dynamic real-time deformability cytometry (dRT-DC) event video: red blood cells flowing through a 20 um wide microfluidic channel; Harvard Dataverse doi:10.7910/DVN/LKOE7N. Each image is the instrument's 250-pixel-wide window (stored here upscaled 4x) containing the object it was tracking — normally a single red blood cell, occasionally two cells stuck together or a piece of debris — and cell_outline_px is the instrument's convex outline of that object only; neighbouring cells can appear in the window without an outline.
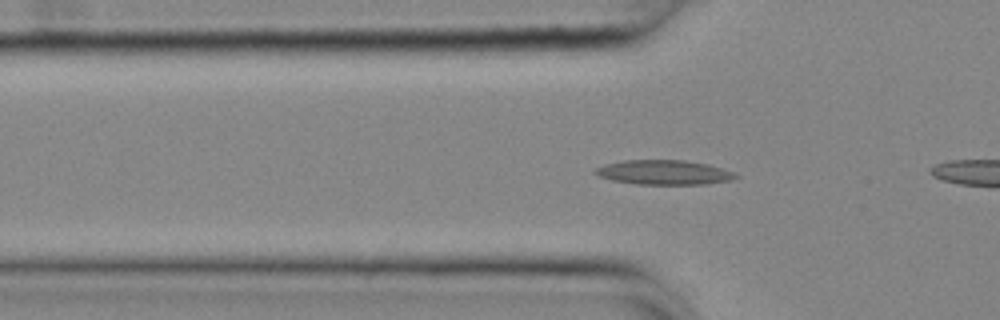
{"species": "common noctule bat (a hibernating species)", "species_latin": "Nyctalus noctula", "temperature_condition": "cold", "stored_images_in_passage": 56, "camera_frame_rate_fps": 3000, "um_per_image_px": 0.085, "animal": {"sex": "female", "body_mass_g": 25.1}, "frame": {"image": 1, "passage_image": 18, "time_ms": 5.667, "image_size_px": [1000, 320], "cell_outline_px": [[740, 176], [732, 180], [708, 184], [636, 184], [612, 180], [600, 176], [592, 172], [596, 168], [604, 164], [624, 160], [684, 160], [708, 164], [732, 172]], "centroid_in_image_um": [56.43, 14.65], "position_along_channel_um": 69.4, "area_um2": 20.06}}
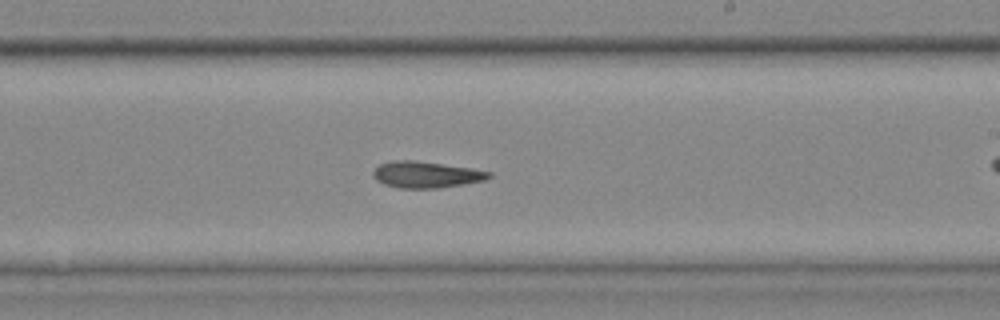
{"frame": {"image": 2, "passage_image": 33, "time_ms": 10.667, "image_size_px": [1000, 320], "cell_outline_px": [[492, 176], [484, 180], [464, 184], [440, 188], [400, 188], [384, 184], [376, 180], [372, 176], [372, 172], [380, 164], [392, 160], [416, 160], [472, 168], [492, 172]], "centroid_in_image_um": [36.21, 14.84], "position_along_channel_um": 252.8, "area_um2": 17.92}}
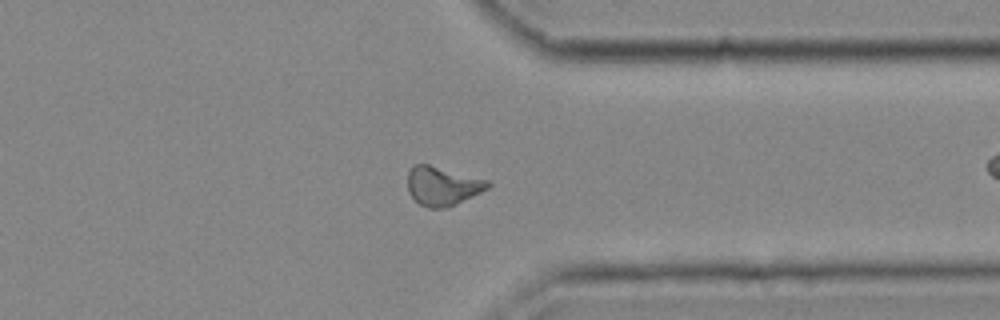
{"frame": {"image": 3, "passage_image": 43, "time_ms": 14.0, "image_size_px": [1000, 320], "cell_outline_px": [[492, 184], [488, 188], [456, 204], [444, 208], [428, 208], [420, 204], [408, 192], [408, 172], [412, 164], [428, 164], [488, 180]], "centroid_in_image_um": [37.59, 15.8], "position_along_channel_um": 373.8, "area_um2": 18.03}, "authors_computed_cell_mechanics": {"area_um2": 17.9469, "velocity_mm_per_s": 3.6821, "shape_relaxation_time_tau1_ms": 11.2067, "shape_relaxation_time_tau2_ms": 9.5881, "deformation_change_tau1": 0.2095, "deformation_change_tau2": 0.1945}}